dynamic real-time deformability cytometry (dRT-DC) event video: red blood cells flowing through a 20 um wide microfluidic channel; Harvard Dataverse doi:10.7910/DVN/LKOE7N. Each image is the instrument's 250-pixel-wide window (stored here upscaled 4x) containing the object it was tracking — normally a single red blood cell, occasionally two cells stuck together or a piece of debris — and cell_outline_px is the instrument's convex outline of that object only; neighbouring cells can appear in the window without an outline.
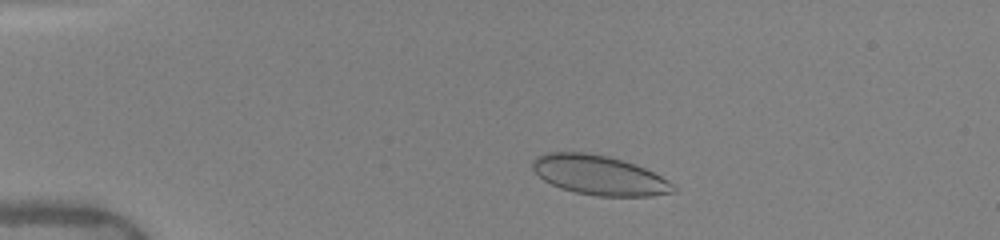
{"species": "human", "species_latin": "Homo sapiens", "temperature_condition": "warm", "stored_images_in_passage": 47, "camera_frame_rate_fps": 3000, "um_per_image_px": 0.085, "donor": {"sex": "female"}, "frame": {"image": 1, "passage_image": 7, "time_ms": 2.0, "image_size_px": [1000, 240], "cell_outline_px": [[676, 192], [652, 196], [596, 196], [576, 192], [560, 188], [544, 180], [532, 168], [532, 160], [536, 156], [544, 152], [588, 152], [608, 156], [636, 164], [668, 180], [676, 188]], "centroid_in_image_um": [50.92, 14.88], "position_along_channel_um": 34.1, "area_um2": 32.48}}
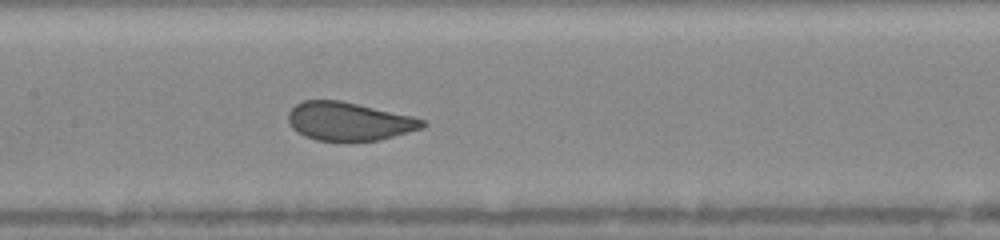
{"frame": {"image": 2, "passage_image": 22, "time_ms": 7.0, "image_size_px": [1000, 240], "cell_outline_px": [[428, 124], [424, 128], [380, 140], [316, 140], [304, 136], [296, 132], [292, 128], [288, 120], [288, 112], [296, 104], [304, 100], [340, 100], [412, 116], [424, 120]], "centroid_in_image_um": [29.66, 10.31], "position_along_channel_um": 177.7, "area_um2": 29.94}}
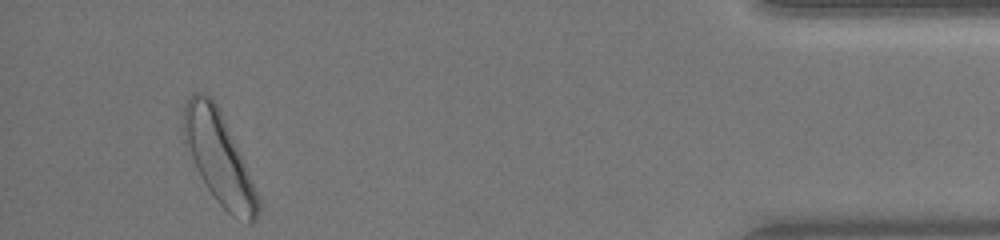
{"frame": {"image": 3, "passage_image": 44, "time_ms": 14.333, "image_size_px": [1000, 240], "cell_outline_px": [[260, 208], [256, 220], [252, 224], [248, 224], [232, 216], [216, 200], [200, 176], [196, 168], [184, 140], [184, 108], [188, 96], [192, 92], [204, 92], [216, 104], [244, 160], [260, 200]], "centroid_in_image_um": [18.63, 13.47], "position_along_channel_um": 416.6, "area_um2": 38.96}, "authors_computed_cell_mechanics": {"area_um2": 32.3102, "velocity_mm_per_s": 4.0308, "shape_relaxation_time_tau1_ms": 6.5096, "shape_relaxation_time_tau2_ms": null, "deformation_change_tau1": 0.1684, "deformation_change_tau2": null}}